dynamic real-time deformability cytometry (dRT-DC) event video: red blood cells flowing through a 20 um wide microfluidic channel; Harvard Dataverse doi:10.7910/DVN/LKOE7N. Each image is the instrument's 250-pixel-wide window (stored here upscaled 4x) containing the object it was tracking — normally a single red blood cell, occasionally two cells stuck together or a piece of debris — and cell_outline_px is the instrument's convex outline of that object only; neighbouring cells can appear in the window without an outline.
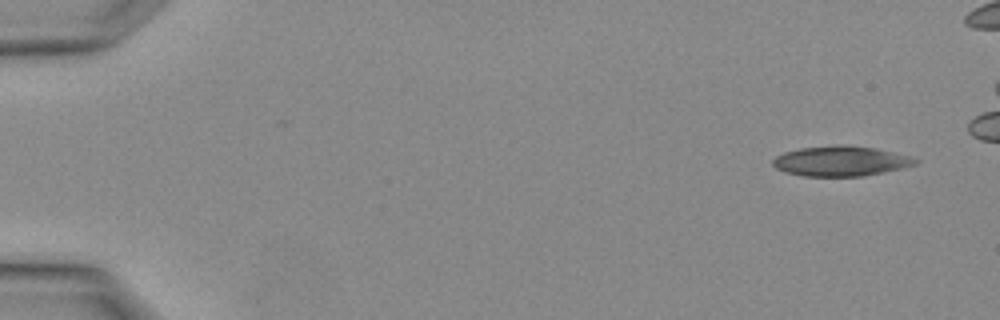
{"species": "Egyptian fruit bat (a non-hibernating species)", "species_latin": "Rousettus aegyptiacus", "temperature_condition": "warm", "stored_images_in_passage": 3, "camera_frame_rate_fps": 3000, "um_per_image_px": 0.085, "animal": {"sex": "female"}, "frame": {"image": 1, "passage_image": 1, "time_ms": 0.0, "image_size_px": [1000, 320], "cell_outline_px": [[920, 160], [916, 164], [884, 172], [864, 176], [804, 176], [784, 172], [776, 168], [772, 164], [772, 160], [776, 156], [784, 152], [800, 148], [872, 148], [896, 152], [912, 156]], "centroid_in_image_um": [71.48, 13.74], "position_along_channel_um": 13.5, "area_um2": 23.99}}